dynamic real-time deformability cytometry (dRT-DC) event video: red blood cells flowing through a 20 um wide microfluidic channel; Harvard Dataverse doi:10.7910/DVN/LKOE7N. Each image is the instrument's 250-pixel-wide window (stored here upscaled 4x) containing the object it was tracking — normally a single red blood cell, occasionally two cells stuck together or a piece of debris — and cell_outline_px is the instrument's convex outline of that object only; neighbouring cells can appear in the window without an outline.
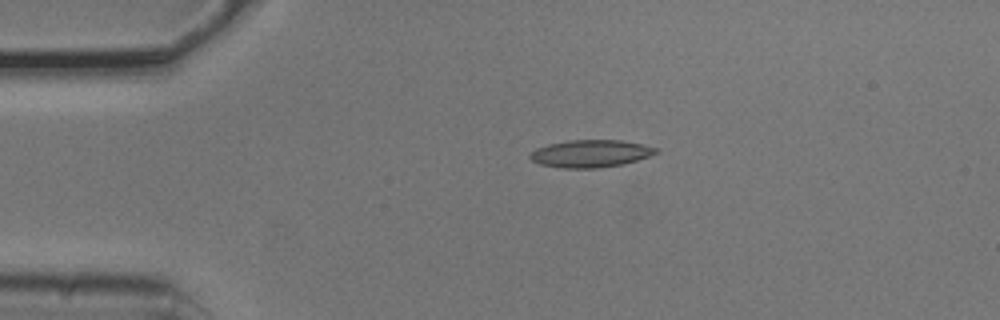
{"species": "common noctule bat (a hibernating species)", "species_latin": "Nyctalus noctula", "temperature_condition": "cold", "stored_images_in_passage": 5, "camera_frame_rate_fps": 3000, "um_per_image_px": 0.085, "animal": {"sex": "male", "body_mass_g": 20.5, "forearm_length_mm": 52.5}, "frame": {"image": 1, "passage_image": 4, "time_ms": 1.0, "image_size_px": [1000, 320], "cell_outline_px": [[660, 152], [624, 164], [596, 168], [560, 168], [540, 164], [532, 160], [528, 156], [536, 148], [548, 144], [568, 140], [620, 140], [640, 144], [656, 148]], "centroid_in_image_um": [50.17, 13.05], "position_along_channel_um": 34.8, "area_um2": 20.0}}